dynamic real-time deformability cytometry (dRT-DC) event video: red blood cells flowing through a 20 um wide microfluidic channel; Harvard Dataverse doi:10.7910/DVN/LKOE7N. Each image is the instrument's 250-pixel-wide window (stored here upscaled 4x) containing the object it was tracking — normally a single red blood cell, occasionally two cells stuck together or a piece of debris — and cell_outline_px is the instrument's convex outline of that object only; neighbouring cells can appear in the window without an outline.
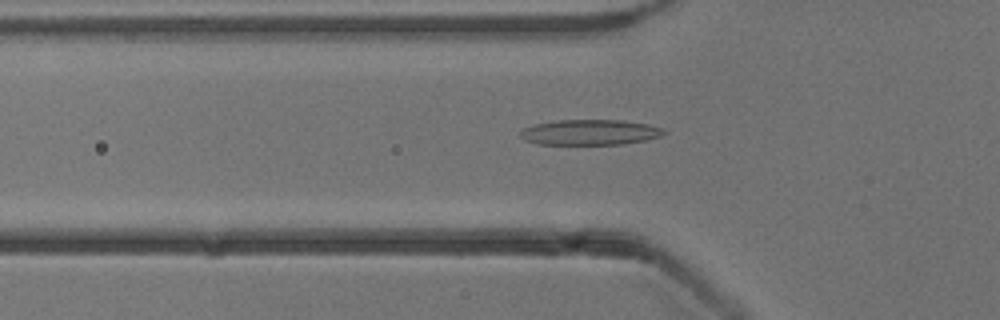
{"species": "common noctule bat (a hibernating species)", "species_latin": "Nyctalus noctula", "temperature_condition": "cold", "stored_images_in_passage": 46, "camera_frame_rate_fps": 3000, "um_per_image_px": 0.085, "animal": {"sex": "male", "body_mass_g": 13.3}, "frame": {"image": 1, "passage_image": 11, "time_ms": 3.333, "image_size_px": [1000, 320], "cell_outline_px": [[668, 132], [660, 136], [644, 140], [620, 144], [536, 144], [524, 140], [520, 136], [520, 132], [524, 128], [536, 124], [556, 120], [620, 120], [648, 124], [664, 128]], "centroid_in_image_um": [50.15, 11.24], "position_along_channel_um": 75.7, "area_um2": 21.21}}
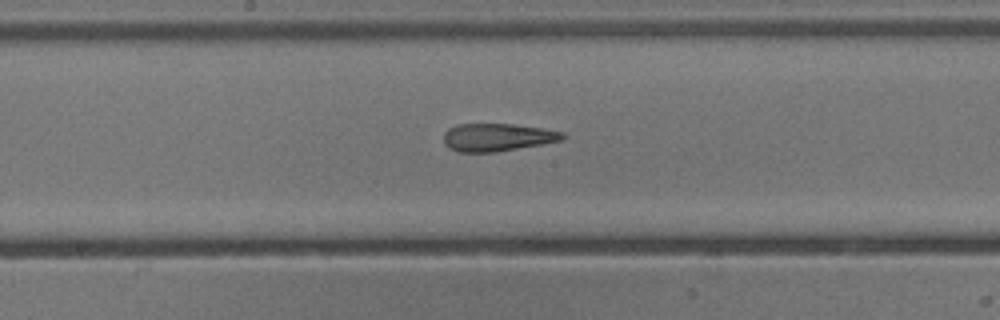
{"frame": {"image": 2, "passage_image": 21, "time_ms": 6.667, "image_size_px": [1000, 320], "cell_outline_px": [[568, 136], [564, 140], [496, 152], [460, 152], [448, 148], [444, 144], [444, 132], [448, 128], [456, 124], [512, 124], [544, 128], [564, 132]], "centroid_in_image_um": [42.29, 11.66], "position_along_channel_um": 205.9, "area_um2": 19.48}}
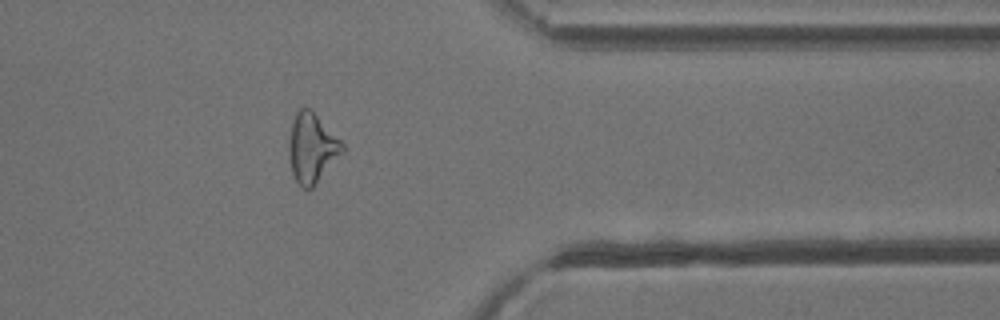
{"frame": {"image": 3, "passage_image": 36, "time_ms": 11.667, "image_size_px": [1000, 320], "cell_outline_px": [[344, 152], [316, 184], [312, 188], [304, 188], [296, 180], [292, 172], [288, 156], [288, 144], [292, 124], [296, 112], [300, 108], [308, 108], [344, 144]], "centroid_in_image_um": [26.5, 12.61], "position_along_channel_um": 384.9, "area_um2": 21.21}, "authors_computed_cell_mechanics": {"area_um2": 20.8658, "velocity_mm_per_s": 3.8656, "shape_relaxation_time_tau1_ms": null, "shape_relaxation_time_tau2_ms": 3.1447, "deformation_change_tau1": null, "deformation_change_tau2": 0.1457}}